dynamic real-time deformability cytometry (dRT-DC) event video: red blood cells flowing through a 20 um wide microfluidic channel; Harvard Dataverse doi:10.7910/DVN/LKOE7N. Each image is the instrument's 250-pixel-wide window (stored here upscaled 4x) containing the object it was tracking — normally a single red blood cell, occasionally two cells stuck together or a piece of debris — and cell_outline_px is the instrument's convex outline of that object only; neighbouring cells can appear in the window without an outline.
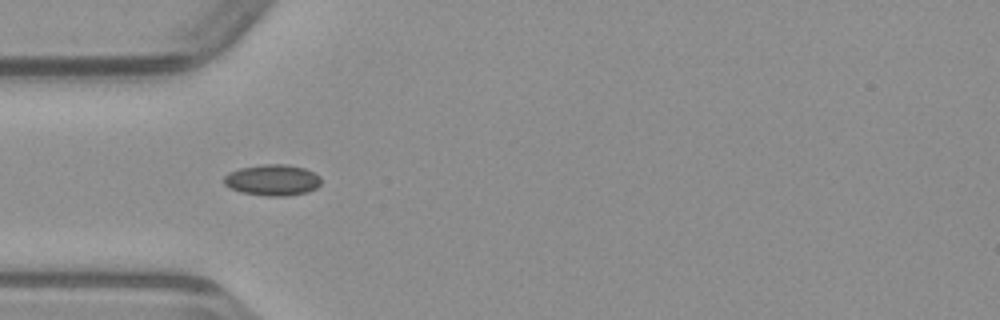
{"species": "common noctule bat (a hibernating species)", "species_latin": "Nyctalus noctula", "temperature_condition": "warm", "stored_images_in_passage": 11, "camera_frame_rate_fps": 3000, "um_per_image_px": 0.085, "animal": {"sex": "male", "body_mass_g": 23.1, "forearm_length_mm": 52.7}, "frame": {"image": 1, "passage_image": 4, "time_ms": 1.0, "image_size_px": [1000, 320], "cell_outline_px": [[320, 184], [316, 188], [308, 192], [284, 196], [268, 196], [240, 192], [224, 184], [224, 176], [228, 172], [240, 168], [264, 164], [288, 164], [304, 168], [320, 176]], "centroid_in_image_um": [23.16, 15.3], "position_along_channel_um": 61.8, "area_um2": 17.57}}